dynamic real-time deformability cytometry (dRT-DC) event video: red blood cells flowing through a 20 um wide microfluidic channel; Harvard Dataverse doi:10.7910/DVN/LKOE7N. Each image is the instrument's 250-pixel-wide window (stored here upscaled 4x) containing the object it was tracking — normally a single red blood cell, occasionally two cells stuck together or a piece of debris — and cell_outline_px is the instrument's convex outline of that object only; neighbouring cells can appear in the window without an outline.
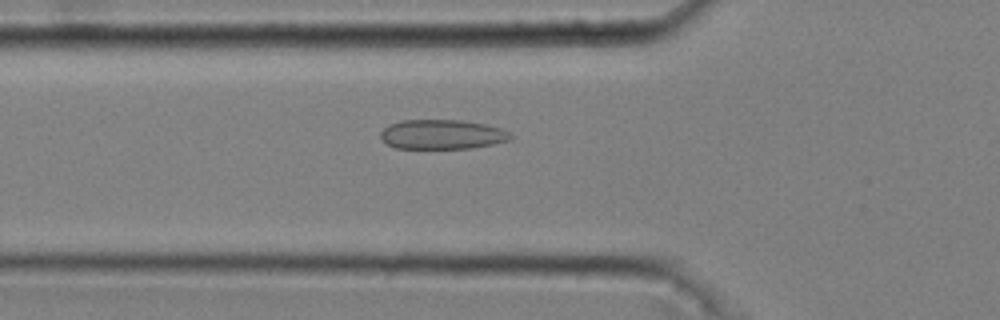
{"species": "common noctule bat (a hibernating species)", "species_latin": "Nyctalus noctula", "temperature_condition": "cold", "stored_images_in_passage": 47, "camera_frame_rate_fps": 3000, "um_per_image_px": 0.085, "animal": {"sex": "male", "body_mass_g": 20.4}, "frame": {"image": 1, "passage_image": 18, "time_ms": 5.667, "image_size_px": [1000, 320], "cell_outline_px": [[512, 136], [508, 140], [492, 144], [468, 148], [396, 148], [380, 140], [380, 132], [388, 124], [400, 120], [460, 120], [484, 124], [500, 128], [508, 132]], "centroid_in_image_um": [37.51, 11.42], "position_along_channel_um": 88.3, "area_um2": 22.25}}
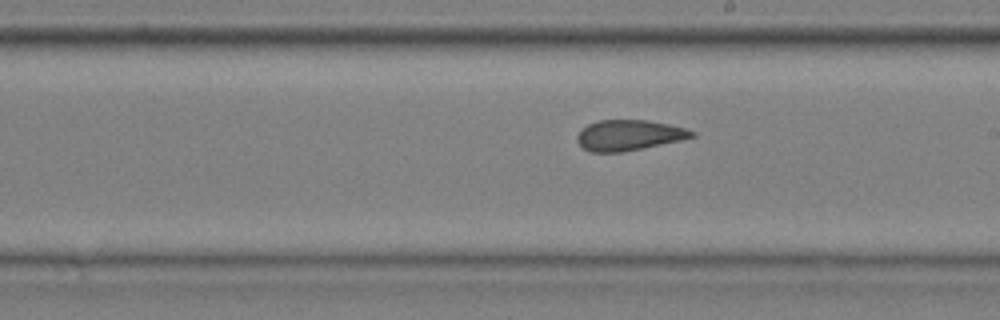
{"frame": {"image": 2, "passage_image": 30, "time_ms": 9.667, "image_size_px": [1000, 320], "cell_outline_px": [[696, 136], [680, 140], [620, 152], [592, 152], [584, 148], [576, 140], [576, 136], [588, 124], [600, 120], [648, 120], [668, 124], [684, 128], [696, 132]], "centroid_in_image_um": [53.46, 11.48], "position_along_channel_um": 235.5, "area_um2": 20.06}}
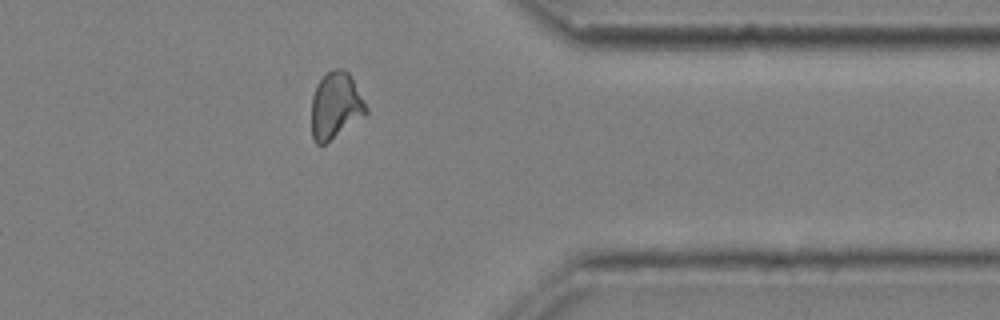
{"frame": {"image": 3, "passage_image": 43, "time_ms": 14.0, "image_size_px": [1000, 320], "cell_outline_px": [[368, 112], [364, 116], [324, 144], [316, 144], [312, 136], [312, 96], [316, 84], [332, 68], [344, 68], [348, 72], [368, 108]], "centroid_in_image_um": [28.51, 8.96], "position_along_channel_um": 382.9, "area_um2": 20.92}, "authors_computed_cell_mechanics": {"area_um2": 21.3282, "velocity_mm_per_s": 3.683, "shape_relaxation_time_tau1_ms": null, "shape_relaxation_time_tau2_ms": 1.9195, "deformation_change_tau1": null, "deformation_change_tau2": 0.0894}}